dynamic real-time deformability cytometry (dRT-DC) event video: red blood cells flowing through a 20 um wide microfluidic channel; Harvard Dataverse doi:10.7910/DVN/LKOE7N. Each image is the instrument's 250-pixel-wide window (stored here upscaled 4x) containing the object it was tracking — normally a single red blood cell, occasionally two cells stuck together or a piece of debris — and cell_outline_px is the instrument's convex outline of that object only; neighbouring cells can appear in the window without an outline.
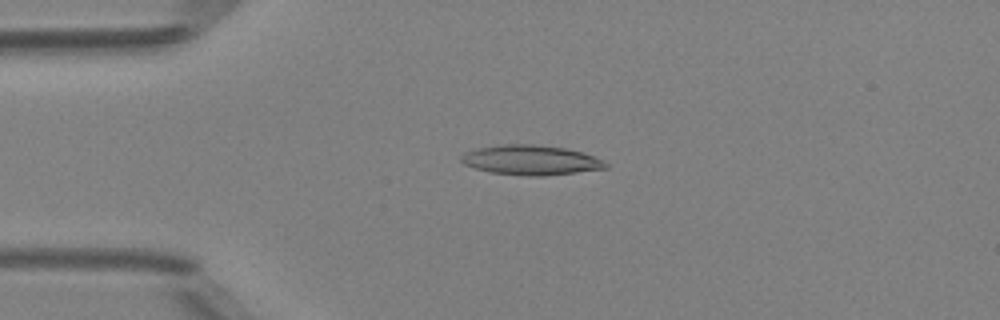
{"species": "Egyptian fruit bat (a non-hibernating species)", "species_latin": "Rousettus aegyptiacus", "temperature_condition": "room temperature", "stored_images_in_passage": 50, "camera_frame_rate_fps": 3000, "um_per_image_px": 0.085, "animal": {"sex": "female"}, "frame": {"image": 1, "passage_image": 13, "time_ms": 4.0, "image_size_px": [1000, 320], "cell_outline_px": [[608, 168], [544, 176], [528, 176], [488, 172], [464, 164], [460, 160], [460, 156], [464, 152], [476, 148], [496, 144], [536, 144], [564, 148], [584, 152], [604, 160], [608, 164]], "centroid_in_image_um": [45.11, 13.6], "position_along_channel_um": 39.9, "area_um2": 25.37}}
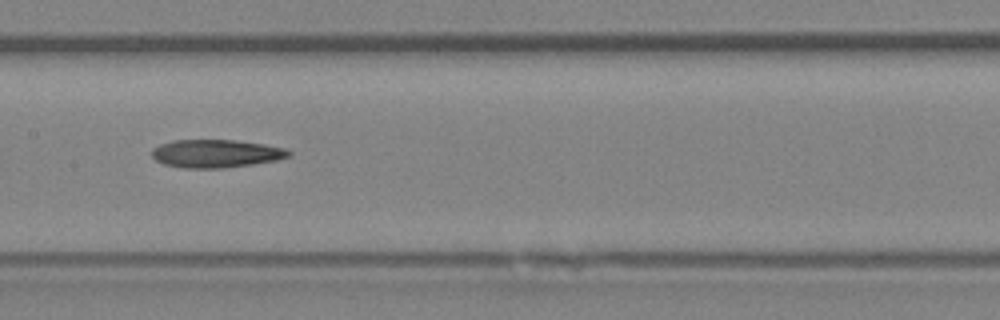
{"frame": {"image": 2, "passage_image": 26, "time_ms": 8.333, "image_size_px": [1000, 320], "cell_outline_px": [[292, 156], [276, 160], [252, 164], [220, 168], [184, 168], [164, 164], [156, 160], [152, 156], [152, 148], [160, 144], [172, 140], [236, 140], [264, 144], [284, 148], [292, 152]], "centroid_in_image_um": [18.36, 13.05], "position_along_channel_um": 189.0, "area_um2": 22.37}}
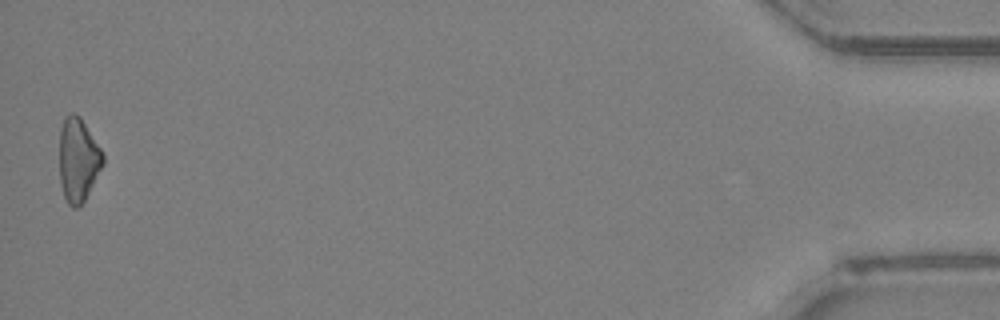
{"frame": {"image": 3, "passage_image": 50, "time_ms": 16.333, "image_size_px": [1000, 320], "cell_outline_px": [[104, 164], [84, 200], [76, 208], [72, 208], [68, 204], [64, 196], [60, 184], [60, 128], [64, 116], [72, 112], [80, 116], [100, 148], [104, 156]], "centroid_in_image_um": [6.63, 13.57], "position_along_channel_um": 428.6, "area_um2": 21.15}, "authors_computed_cell_mechanics": {"area_um2": 22.3397, "velocity_mm_per_s": 4.1999, "shape_relaxation_time_tau1_ms": 7.2681, "shape_relaxation_time_tau2_ms": null, "deformation_change_tau1": 0.198, "deformation_change_tau2": null}}